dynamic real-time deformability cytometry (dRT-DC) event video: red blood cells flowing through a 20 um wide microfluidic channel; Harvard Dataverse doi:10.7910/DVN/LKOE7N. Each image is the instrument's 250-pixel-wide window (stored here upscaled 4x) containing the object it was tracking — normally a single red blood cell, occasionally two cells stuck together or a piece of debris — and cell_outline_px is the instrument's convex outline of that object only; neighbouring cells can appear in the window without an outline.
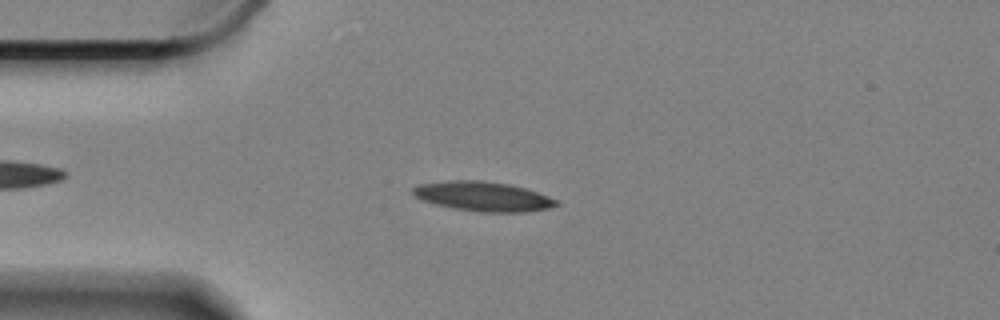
{"species": "Egyptian fruit bat (a non-hibernating species)", "species_latin": "Rousettus aegyptiacus", "temperature_condition": "cold", "stored_images_in_passage": 51, "camera_frame_rate_fps": 3000, "um_per_image_px": 0.085, "animal": {"sex": "female"}, "frame": {"image": 1, "passage_image": 10, "time_ms": 3.0, "image_size_px": [1000, 320], "cell_outline_px": [[560, 204], [548, 208], [524, 212], [480, 212], [452, 208], [436, 204], [424, 200], [416, 196], [412, 192], [412, 188], [420, 184], [448, 180], [480, 180], [508, 184], [524, 188], [548, 196], [556, 200]], "centroid_in_image_um": [41.05, 16.69], "position_along_channel_um": 44.0, "area_um2": 24.45}}
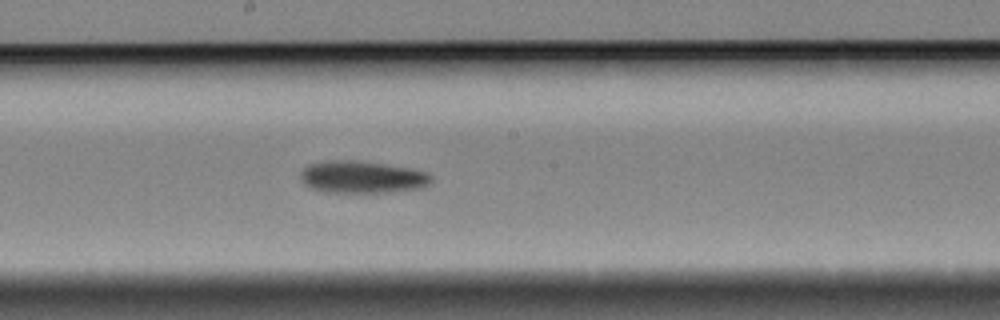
{"frame": {"image": 2, "passage_image": 27, "time_ms": 8.667, "image_size_px": [1000, 320], "cell_outline_px": [[432, 180], [424, 188], [388, 192], [324, 192], [312, 188], [304, 184], [300, 176], [300, 172], [308, 164], [332, 160], [352, 160], [384, 164], [408, 168], [428, 172], [432, 176]], "centroid_in_image_um": [30.79, 15.05], "position_along_channel_um": 217.4, "area_um2": 24.51}}
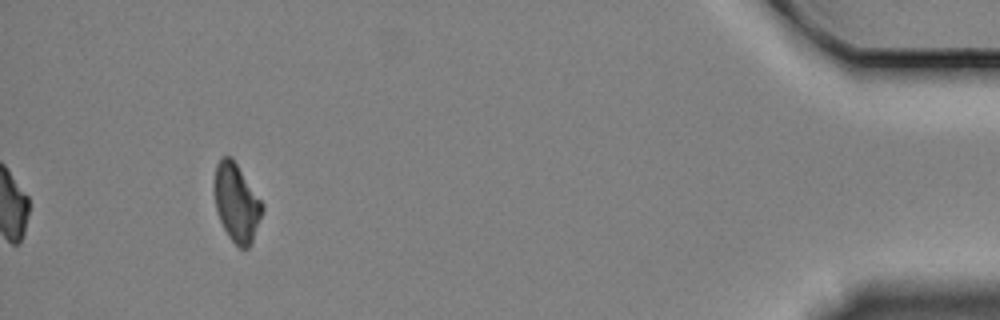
{"frame": {"image": 3, "passage_image": 51, "time_ms": 16.667, "image_size_px": [1000, 320], "cell_outline_px": [[264, 208], [252, 244], [248, 248], [240, 248], [228, 236], [220, 220], [216, 208], [212, 188], [212, 184], [216, 164], [220, 156], [232, 156], [264, 204]], "centroid_in_image_um": [20.09, 17.19], "position_along_channel_um": 415.1, "area_um2": 22.31}, "authors_computed_cell_mechanics": {"area_um2": 23.6402, "velocity_mm_per_s": 3.328, "shape_relaxation_time_tau1_ms": 6.2038, "shape_relaxation_time_tau2_ms": null, "deformation_change_tau1": 0.1455, "deformation_change_tau2": null}}